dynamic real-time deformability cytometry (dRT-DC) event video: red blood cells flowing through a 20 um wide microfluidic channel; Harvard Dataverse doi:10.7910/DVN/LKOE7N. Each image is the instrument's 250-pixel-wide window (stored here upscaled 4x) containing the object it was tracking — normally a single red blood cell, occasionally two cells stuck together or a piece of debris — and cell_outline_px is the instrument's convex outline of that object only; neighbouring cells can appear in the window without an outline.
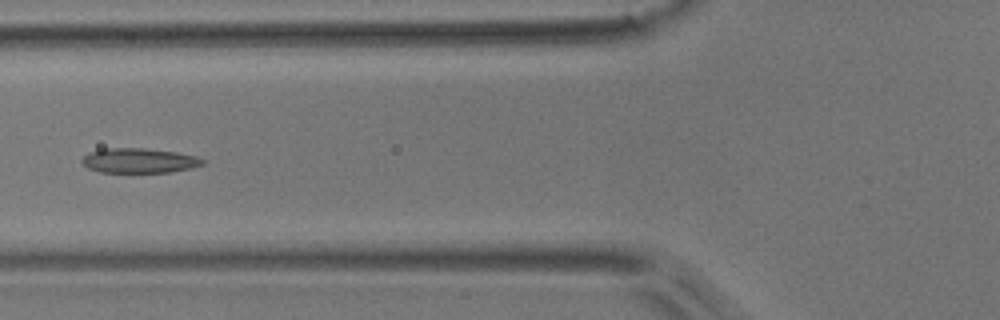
{"species": "common noctule bat (a hibernating species)", "species_latin": "Nyctalus noctula", "temperature_condition": "room temperature", "stored_images_in_passage": 8, "camera_frame_rate_fps": 3000, "um_per_image_px": 0.085, "animal": {"sex": "male", "body_mass_g": 17.9}, "frame": {"image": 1, "passage_image": 5, "time_ms": 1.333, "image_size_px": [1000, 320], "cell_outline_px": [[204, 164], [192, 168], [172, 172], [100, 172], [88, 168], [80, 160], [88, 152], [104, 148], [144, 148], [176, 152], [196, 156], [204, 160]], "centroid_in_image_um": [11.82, 13.65], "position_along_channel_um": 114.0, "area_um2": 17.46}}
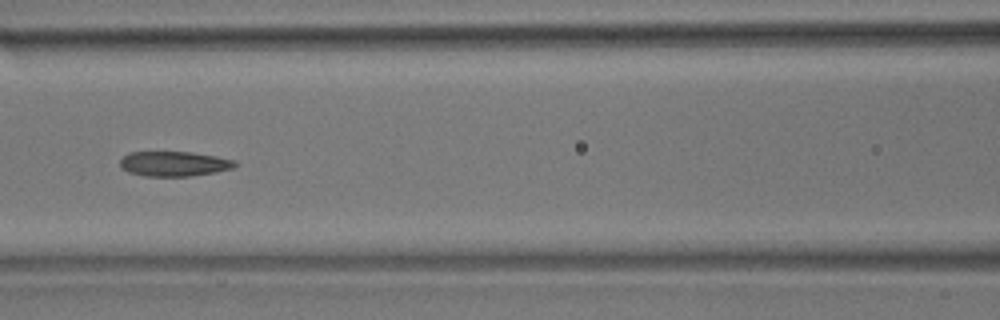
{"frame": {"image": 2, "passage_image": 6, "time_ms": 1.667, "image_size_px": [1000, 320], "cell_outline_px": [[240, 164], [236, 168], [216, 172], [188, 176], [144, 176], [128, 172], [120, 168], [120, 160], [128, 152], [192, 152], [216, 156], [236, 160]], "centroid_in_image_um": [14.84, 13.92], "position_along_channel_um": 151.8, "area_um2": 16.94}}
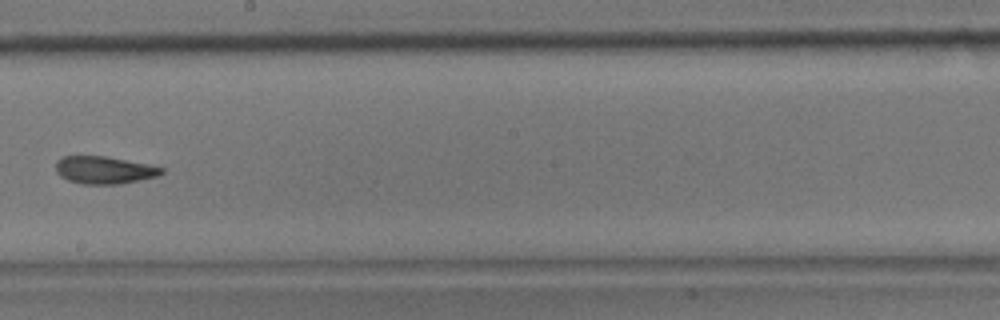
{"frame": {"image": 3, "passage_image": 8, "time_ms": 2.333, "image_size_px": [1000, 320], "cell_outline_px": [[164, 172], [156, 176], [120, 184], [84, 184], [68, 180], [60, 176], [56, 172], [56, 160], [60, 156], [104, 156], [148, 164], [164, 168]], "centroid_in_image_um": [8.82, 14.45], "position_along_channel_um": 239.4, "area_um2": 16.88}}